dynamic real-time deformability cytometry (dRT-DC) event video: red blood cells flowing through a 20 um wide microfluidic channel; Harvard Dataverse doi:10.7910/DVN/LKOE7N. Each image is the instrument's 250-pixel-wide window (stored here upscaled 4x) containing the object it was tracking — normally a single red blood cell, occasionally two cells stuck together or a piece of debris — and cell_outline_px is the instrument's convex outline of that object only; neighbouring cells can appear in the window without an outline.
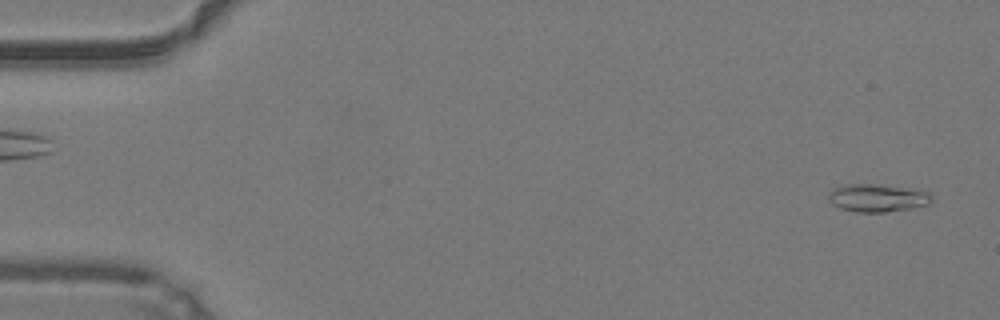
{"species": "common noctule bat (a hibernating species)", "species_latin": "Nyctalus noctula", "temperature_condition": "warm", "stored_images_in_passage": 48, "camera_frame_rate_fps": 3000, "um_per_image_px": 0.085, "animal": {"sex": "male", "body_mass_g": 19.2, "forearm_length_mm": 51.8}, "frame": {"image": 1, "passage_image": 2, "time_ms": 0.333, "image_size_px": [1000, 320], "cell_outline_px": [[932, 200], [928, 204], [912, 208], [884, 212], [856, 212], [840, 208], [832, 204], [828, 196], [836, 188], [848, 184], [880, 184], [916, 188], [932, 192]], "centroid_in_image_um": [74.67, 16.81], "position_along_channel_um": 10.3, "area_um2": 16.88}}
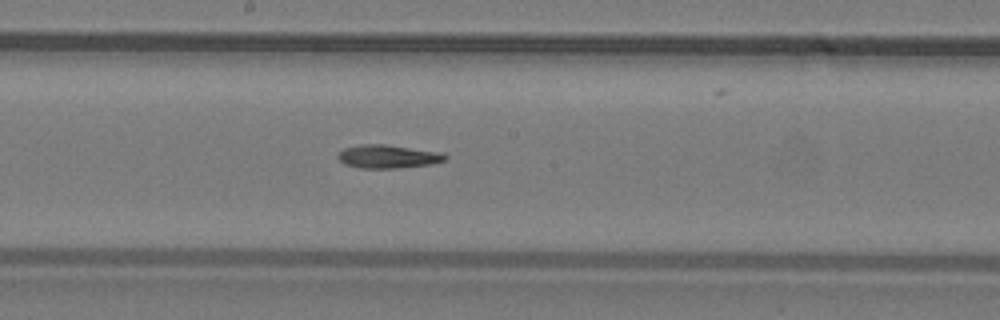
{"frame": {"image": 2, "passage_image": 26, "time_ms": 8.333, "image_size_px": [1000, 320], "cell_outline_px": [[448, 156], [444, 160], [432, 164], [396, 168], [360, 168], [344, 164], [336, 156], [344, 148], [364, 144], [384, 144], [444, 152]], "centroid_in_image_um": [33.0, 13.3], "position_along_channel_um": 215.2, "area_um2": 14.62}}
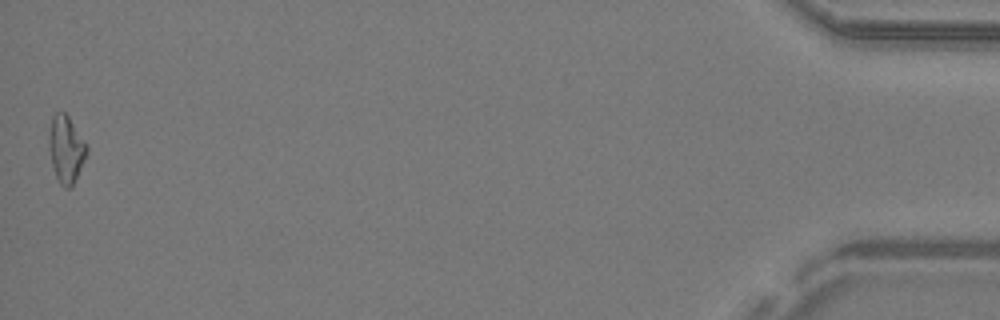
{"frame": {"image": 3, "passage_image": 48, "time_ms": 15.667, "image_size_px": [1000, 320], "cell_outline_px": [[88, 152], [72, 188], [64, 188], [60, 184], [56, 176], [52, 164], [48, 148], [48, 128], [52, 116], [56, 112], [64, 112], [68, 116], [88, 148]], "centroid_in_image_um": [5.59, 12.69], "position_along_channel_um": 429.6, "area_um2": 14.85}}